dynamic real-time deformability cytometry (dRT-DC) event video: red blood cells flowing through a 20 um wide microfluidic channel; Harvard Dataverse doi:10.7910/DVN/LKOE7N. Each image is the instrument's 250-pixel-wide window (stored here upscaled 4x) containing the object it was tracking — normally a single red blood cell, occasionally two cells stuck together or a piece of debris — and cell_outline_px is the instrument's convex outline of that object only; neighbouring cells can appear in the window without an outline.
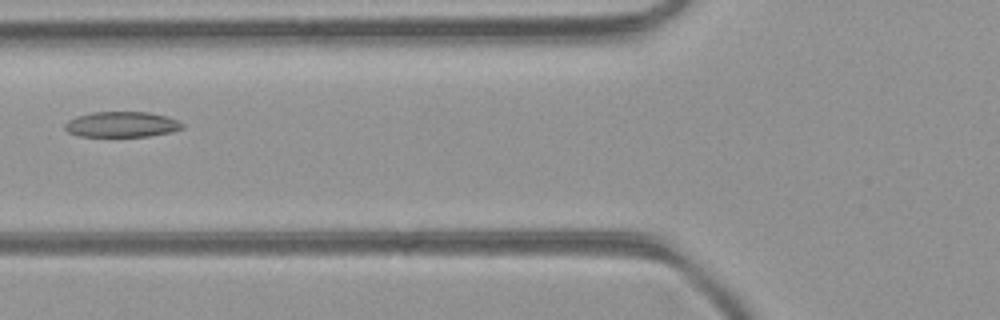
{"species": "common noctule bat (a hibernating species)", "species_latin": "Nyctalus noctula", "temperature_condition": "room temperature", "stored_images_in_passage": 3, "camera_frame_rate_fps": 3000, "um_per_image_px": 0.085, "animal": {"sex": "female", "body_mass_g": 21.9}, "frame": {"image": 1, "passage_image": 3, "time_ms": 0.667, "image_size_px": [1000, 320], "cell_outline_px": [[184, 128], [172, 132], [148, 136], [80, 136], [68, 132], [64, 128], [64, 124], [68, 120], [76, 116], [92, 112], [148, 112], [164, 116], [176, 120], [184, 124]], "centroid_in_image_um": [10.33, 10.57], "position_along_channel_um": 115.5, "area_um2": 17.4}}